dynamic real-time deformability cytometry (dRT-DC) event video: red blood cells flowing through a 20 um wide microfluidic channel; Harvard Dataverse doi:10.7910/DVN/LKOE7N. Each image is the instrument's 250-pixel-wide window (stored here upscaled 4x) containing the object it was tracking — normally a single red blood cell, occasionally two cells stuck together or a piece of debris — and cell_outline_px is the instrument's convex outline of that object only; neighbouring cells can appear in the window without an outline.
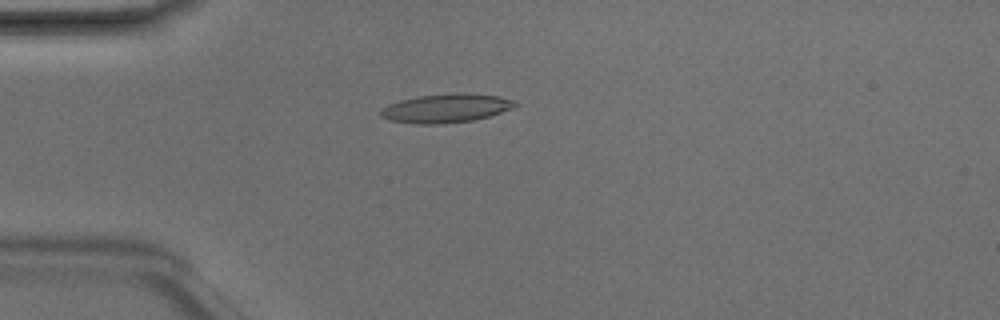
{"species": "Egyptian fruit bat (a non-hibernating species)", "species_latin": "Rousettus aegyptiacus", "temperature_condition": "room temperature", "stored_images_in_passage": 48, "camera_frame_rate_fps": 3000, "um_per_image_px": 0.085, "animal": {"sex": "male"}, "frame": {"image": 1, "passage_image": 13, "time_ms": 4.0, "image_size_px": [1000, 320], "cell_outline_px": [[520, 104], [512, 108], [488, 116], [472, 120], [440, 124], [416, 124], [388, 120], [380, 116], [380, 108], [388, 104], [400, 100], [416, 96], [452, 92], [464, 92], [496, 96], [516, 100]], "centroid_in_image_um": [37.88, 9.18], "position_along_channel_um": 47.1, "area_um2": 22.83}}
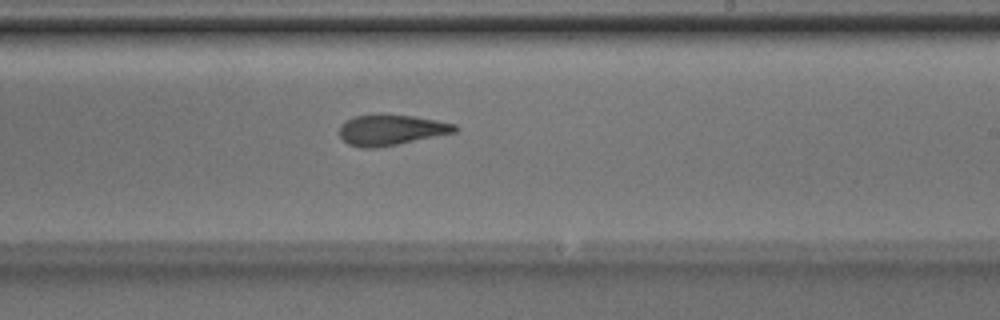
{"frame": {"image": 2, "passage_image": 29, "time_ms": 9.333, "image_size_px": [1000, 320], "cell_outline_px": [[460, 128], [456, 132], [376, 148], [360, 148], [348, 144], [340, 136], [340, 124], [356, 116], [380, 112], [412, 116], [436, 120], [456, 124]], "centroid_in_image_um": [33.23, 11.02], "position_along_channel_um": 255.8, "area_um2": 20.81}}
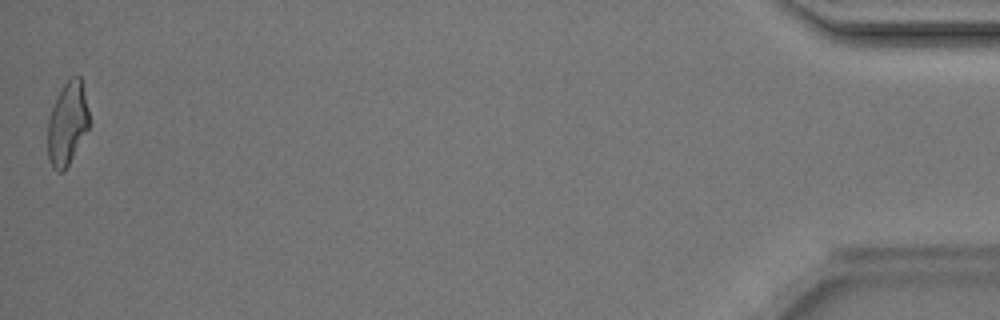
{"frame": {"image": 3, "passage_image": 48, "time_ms": 15.667, "image_size_px": [1000, 320], "cell_outline_px": [[88, 128], [64, 172], [56, 172], [52, 168], [48, 156], [48, 120], [52, 104], [64, 84], [72, 76], [80, 76], [88, 108]], "centroid_in_image_um": [5.7, 10.51], "position_along_channel_um": 429.5, "area_um2": 19.83}, "authors_computed_cell_mechanics": {"area_um2": 21.2126, "velocity_mm_per_s": 4.2229, "shape_relaxation_time_tau1_ms": 4.26, "shape_relaxation_time_tau2_ms": 1.8473, "deformation_change_tau1": 0.1531, "deformation_change_tau2": 0.1099}}